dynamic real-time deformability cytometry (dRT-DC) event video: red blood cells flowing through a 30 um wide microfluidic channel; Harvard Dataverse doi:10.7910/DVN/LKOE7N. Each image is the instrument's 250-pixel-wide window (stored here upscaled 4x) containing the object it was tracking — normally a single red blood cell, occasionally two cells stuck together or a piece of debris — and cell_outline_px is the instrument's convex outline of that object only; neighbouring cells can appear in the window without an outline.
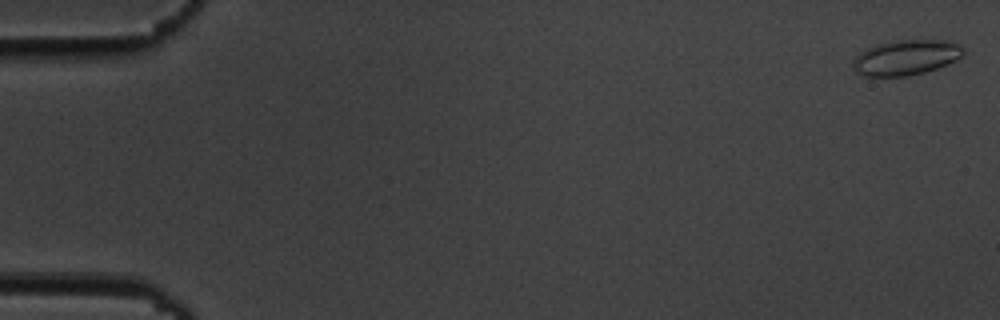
{"species": "common noctule bat (a hibernating species)", "species_latin": "Nyctalus noctula", "temperature_condition": "cold", "stored_images_in_passage": 55, "camera_frame_rate_fps": 3000, "um_per_image_px": 0.085, "animal": {"sex": "male", "body_mass_g": 19.5, "forearm_length_mm": 54.6}, "frame": {"image": 1, "passage_image": 1, "time_ms": 0.0, "image_size_px": [1000, 320], "cell_outline_px": [[964, 52], [956, 60], [936, 68], [924, 72], [908, 76], [864, 76], [856, 72], [852, 68], [852, 60], [860, 52], [876, 44], [900, 40], [944, 40], [960, 44], [964, 48]], "centroid_in_image_um": [76.98, 4.89], "position_along_channel_um": 8.0, "area_um2": 22.6}}
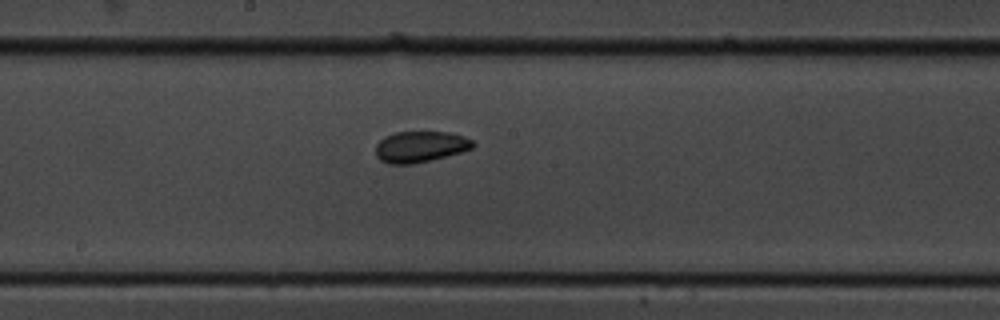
{"frame": {"image": 2, "passage_image": 30, "time_ms": 9.667, "image_size_px": [1000, 320], "cell_outline_px": [[476, 144], [472, 148], [460, 152], [412, 164], [388, 164], [380, 160], [376, 156], [376, 144], [384, 136], [396, 132], [448, 132], [464, 136], [472, 140]], "centroid_in_image_um": [35.7, 12.46], "position_along_channel_um": 212.5, "area_um2": 17.51}}
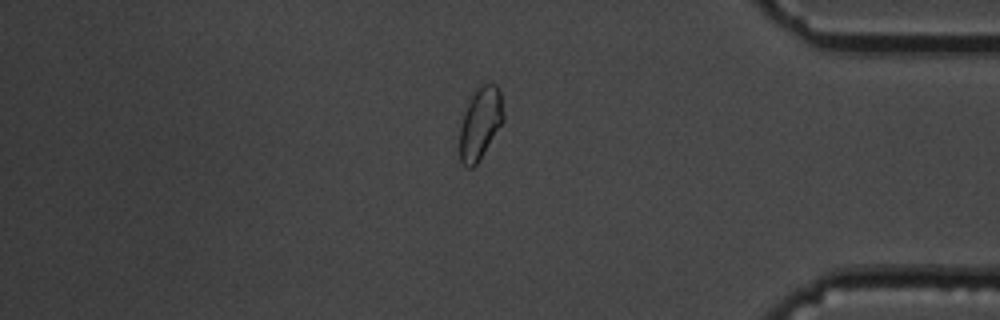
{"frame": {"image": 3, "passage_image": 47, "time_ms": 15.333, "image_size_px": [1000, 320], "cell_outline_px": [[504, 120], [480, 160], [472, 168], [464, 168], [460, 160], [460, 128], [464, 112], [476, 88], [480, 84], [496, 84], [500, 92], [504, 112]], "centroid_in_image_um": [40.82, 10.5], "position_along_channel_um": 394.4, "area_um2": 18.38}, "authors_computed_cell_mechanics": {"area_um2": 18.207, "velocity_mm_per_s": 3.6487, "shape_relaxation_time_tau1_ms": null, "shape_relaxation_time_tau2_ms": 1.8266, "deformation_change_tau1": null, "deformation_change_tau2": 0.0527}}